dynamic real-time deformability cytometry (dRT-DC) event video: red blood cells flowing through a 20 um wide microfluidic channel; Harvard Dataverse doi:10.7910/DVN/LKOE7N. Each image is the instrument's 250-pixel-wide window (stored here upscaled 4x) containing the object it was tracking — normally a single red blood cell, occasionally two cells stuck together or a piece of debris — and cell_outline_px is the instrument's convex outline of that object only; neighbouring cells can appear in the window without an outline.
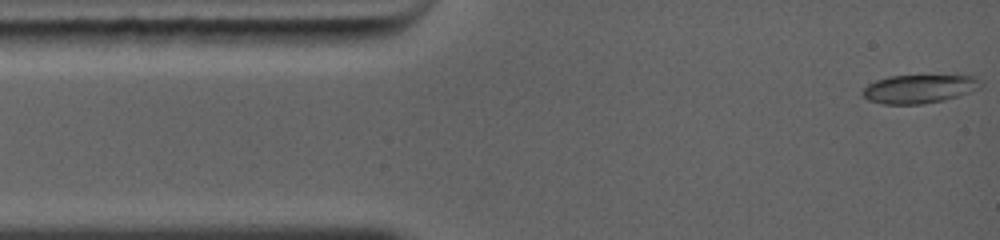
{"species": "common noctule bat (a hibernating species)", "species_latin": "Nyctalus noctula", "temperature_condition": "warm", "stored_images_in_passage": 3, "camera_frame_rate_fps": 5000, "um_per_image_px": 0.085, "animal": {"sex": "female", "body_mass_g": 19.0, "forearm_length_mm": 56.7}, "frame": {"image": 1, "passage_image": 1, "time_ms": 0.0, "image_size_px": [1000, 240], "cell_outline_px": [[984, 84], [980, 88], [944, 100], [920, 104], [884, 104], [868, 100], [860, 92], [868, 84], [876, 80], [888, 76], [972, 76], [980, 80]], "centroid_in_image_um": [78.1, 7.56], "position_along_channel_um": 6.9, "area_um2": 19.42}}
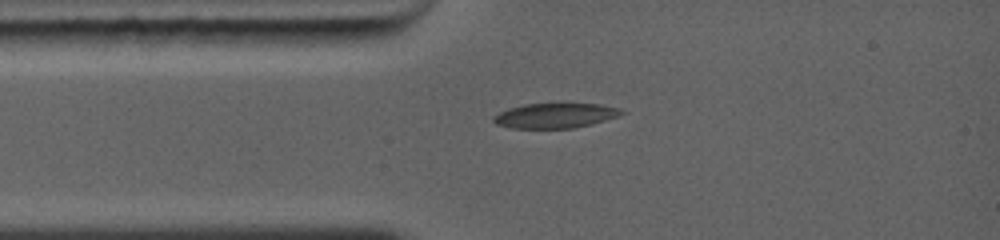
{"frame": {"image": 2, "passage_image": 3, "time_ms": 2.2, "image_size_px": [1000, 240], "cell_outline_px": [[628, 112], [604, 120], [572, 128], [512, 128], [496, 124], [492, 120], [492, 116], [508, 108], [524, 104], [600, 104], [620, 108]], "centroid_in_image_um": [47.16, 9.82], "position_along_channel_um": 37.8, "area_um2": 18.38}}